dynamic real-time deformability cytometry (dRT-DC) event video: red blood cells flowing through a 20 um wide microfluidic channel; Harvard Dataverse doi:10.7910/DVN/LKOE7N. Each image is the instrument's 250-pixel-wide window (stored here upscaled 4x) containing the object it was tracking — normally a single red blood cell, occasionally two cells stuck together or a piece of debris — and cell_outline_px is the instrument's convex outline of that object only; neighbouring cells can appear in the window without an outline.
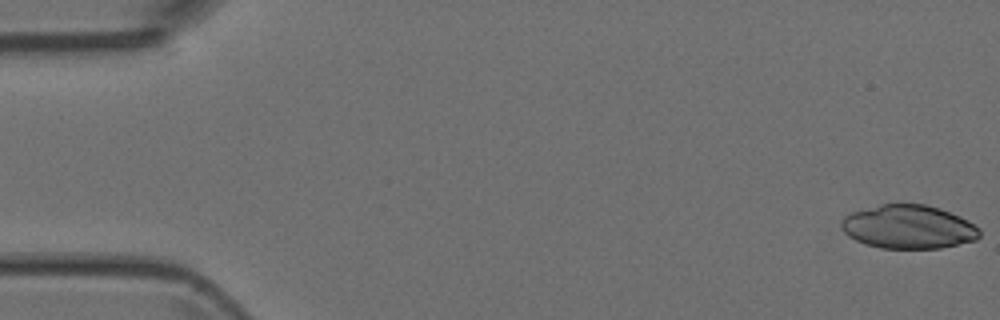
{"species": "Egyptian fruit bat (a non-hibernating species)", "species_latin": "Rousettus aegyptiacus", "temperature_condition": "room temperature", "stored_images_in_passage": 8, "camera_frame_rate_fps": 3000, "um_per_image_px": 0.085, "animal": {"sex": "female"}, "frame": {"image": 1, "passage_image": 1, "time_ms": 0.0, "image_size_px": [1000, 320], "cell_outline_px": [[980, 236], [976, 240], [940, 248], [880, 248], [856, 240], [848, 236], [840, 228], [840, 220], [844, 216], [852, 212], [880, 204], [924, 204], [940, 208], [960, 216], [968, 220], [980, 228]], "centroid_in_image_um": [77.22, 19.28], "position_along_channel_um": 7.8, "area_um2": 35.26}}